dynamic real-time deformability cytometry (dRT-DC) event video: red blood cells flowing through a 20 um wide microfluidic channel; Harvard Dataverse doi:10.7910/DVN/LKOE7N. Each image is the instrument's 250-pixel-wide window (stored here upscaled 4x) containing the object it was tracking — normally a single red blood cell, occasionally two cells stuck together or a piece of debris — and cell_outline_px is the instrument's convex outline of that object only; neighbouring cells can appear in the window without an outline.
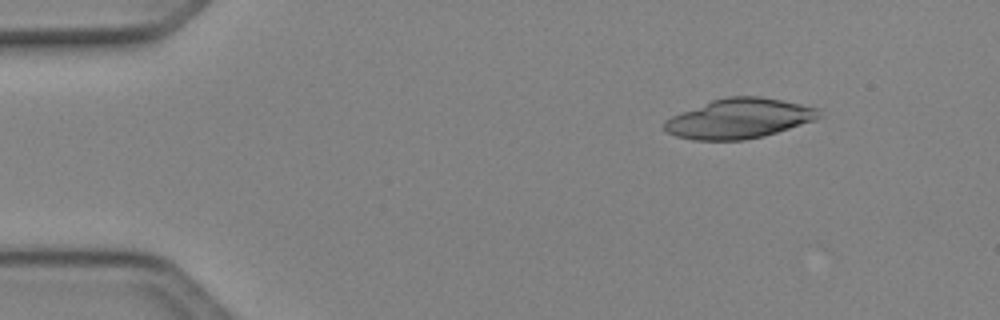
{"species": "Egyptian fruit bat (a non-hibernating species)", "species_latin": "Rousettus aegyptiacus", "temperature_condition": "cold", "stored_images_in_passage": 46, "camera_frame_rate_fps": 3000, "um_per_image_px": 0.085, "animal": {"sex": "female"}, "frame": {"image": 1, "passage_image": 4, "time_ms": 1.0, "image_size_px": [1000, 320], "cell_outline_px": [[820, 116], [816, 120], [764, 136], [744, 140], [692, 140], [676, 136], [668, 132], [664, 128], [664, 120], [672, 116], [712, 100], [728, 96], [760, 96], [800, 104], [816, 108]], "centroid_in_image_um": [62.81, 10.08], "position_along_channel_um": 22.2, "area_um2": 35.55}}